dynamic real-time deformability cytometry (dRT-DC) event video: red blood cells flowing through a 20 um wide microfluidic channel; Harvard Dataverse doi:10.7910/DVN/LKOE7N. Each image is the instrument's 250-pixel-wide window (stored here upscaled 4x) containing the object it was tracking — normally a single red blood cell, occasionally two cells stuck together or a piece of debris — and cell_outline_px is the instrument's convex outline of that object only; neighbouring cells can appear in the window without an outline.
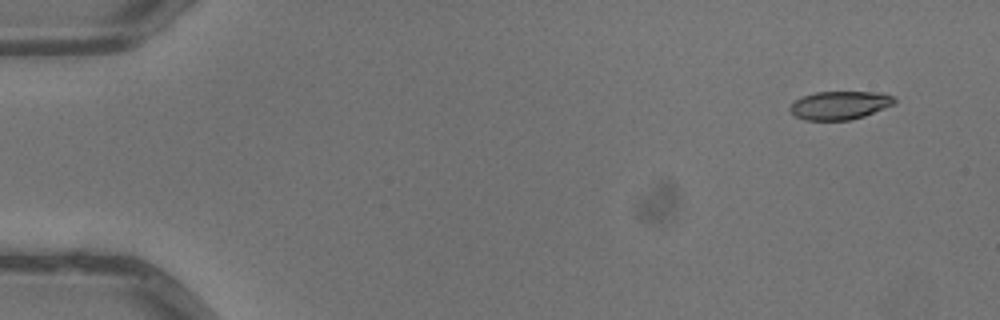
{"species": "common noctule bat (a hibernating species)", "species_latin": "Nyctalus noctula", "temperature_condition": "warm", "stored_images_in_passage": 4, "camera_frame_rate_fps": 3000, "um_per_image_px": 0.085, "animal": {"sex": "male", "body_mass_g": 13.3}, "frame": {"image": 1, "passage_image": 1, "time_ms": 0.0, "image_size_px": [1000, 320], "cell_outline_px": [[896, 104], [864, 116], [848, 120], [804, 120], [796, 116], [788, 108], [800, 96], [816, 92], [884, 92], [896, 96]], "centroid_in_image_um": [71.43, 8.93], "position_along_channel_um": 13.6, "area_um2": 17.46}}